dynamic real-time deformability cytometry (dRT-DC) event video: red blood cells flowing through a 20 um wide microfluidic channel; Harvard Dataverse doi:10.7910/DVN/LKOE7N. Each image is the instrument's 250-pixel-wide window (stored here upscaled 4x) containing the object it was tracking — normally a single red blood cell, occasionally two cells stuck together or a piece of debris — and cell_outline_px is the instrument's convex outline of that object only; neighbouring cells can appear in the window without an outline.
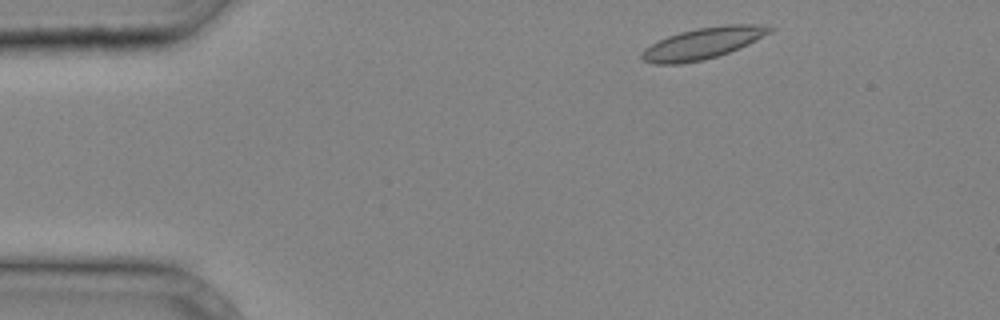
{"species": "common noctule bat (a hibernating species)", "species_latin": "Nyctalus noctula", "temperature_condition": "cold", "stored_images_in_passage": 30, "camera_frame_rate_fps": 3000, "um_per_image_px": 0.085, "animal": {"sex": "male", "body_mass_g": 20.4}, "frame": {"image": 1, "passage_image": 2, "time_ms": 0.333, "image_size_px": [1000, 320], "cell_outline_px": [[776, 28], [772, 32], [740, 48], [704, 60], [680, 64], [652, 64], [644, 60], [640, 56], [640, 52], [644, 48], [668, 36], [680, 32], [700, 28], [728, 24], [752, 24]], "centroid_in_image_um": [59.73, 3.69], "position_along_channel_um": 25.3, "area_um2": 23.18}}
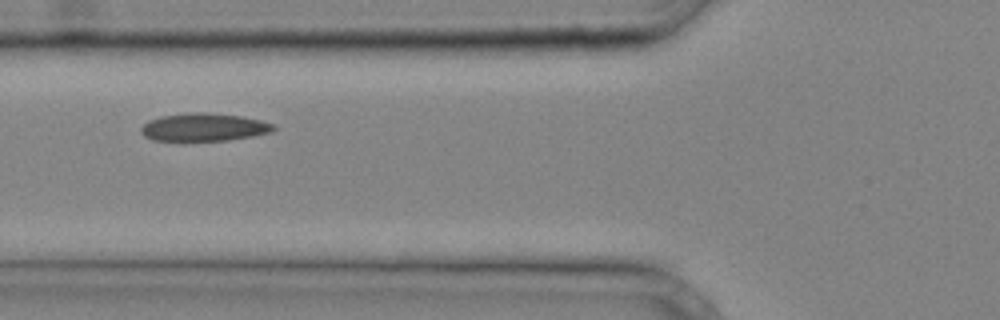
{"frame": {"image": 2, "passage_image": 11, "time_ms": 3.333, "image_size_px": [1000, 320], "cell_outline_px": [[276, 128], [272, 132], [252, 136], [228, 140], [184, 144], [180, 144], [152, 140], [144, 136], [140, 132], [140, 128], [148, 120], [160, 116], [188, 112], [208, 112], [240, 116], [260, 120], [276, 124]], "centroid_in_image_um": [17.26, 10.86], "position_along_channel_um": 108.5, "area_um2": 22.77}}
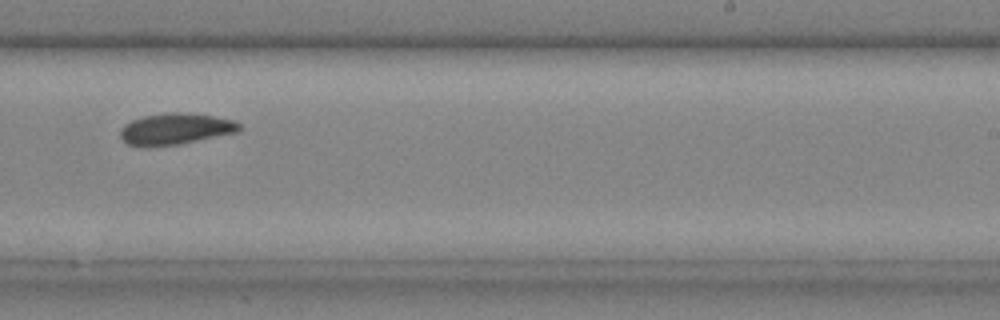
{"frame": {"image": 3, "passage_image": 21, "time_ms": 6.667, "image_size_px": [1000, 320], "cell_outline_px": [[240, 132], [180, 144], [148, 148], [144, 148], [128, 144], [120, 136], [120, 128], [124, 124], [132, 120], [144, 116], [168, 112], [184, 112], [216, 116], [232, 120], [240, 124]], "centroid_in_image_um": [14.9, 10.97], "position_along_channel_um": 274.1, "area_um2": 22.14}}